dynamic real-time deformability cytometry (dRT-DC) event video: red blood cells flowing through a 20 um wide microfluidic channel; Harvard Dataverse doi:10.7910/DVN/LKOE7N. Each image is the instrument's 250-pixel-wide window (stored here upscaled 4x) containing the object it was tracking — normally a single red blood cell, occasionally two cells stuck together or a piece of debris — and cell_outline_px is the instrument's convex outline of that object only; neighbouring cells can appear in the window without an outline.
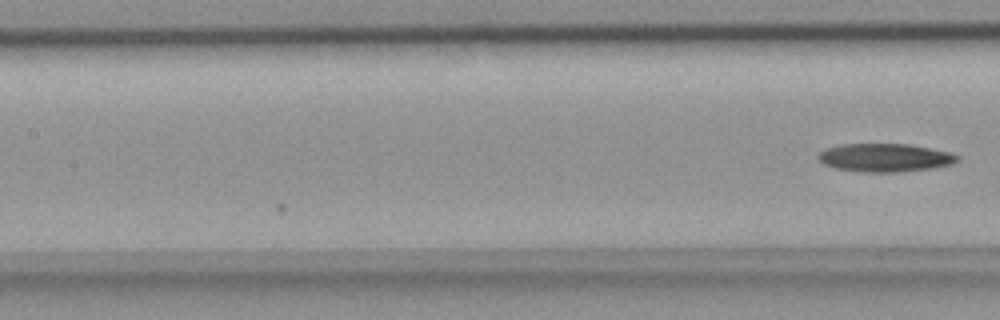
{"species": "common noctule bat (a hibernating species)", "species_latin": "Nyctalus noctula", "temperature_condition": "room temperature", "stored_images_in_passage": 5, "camera_frame_rate_fps": 3000, "um_per_image_px": 0.085, "animal": {"sex": "female", "body_mass_g": 18.4}, "frame": {"image": 1, "passage_image": 5, "time_ms": 1.333, "image_size_px": [1000, 320], "cell_outline_px": [[960, 160], [952, 164], [932, 168], [896, 172], [860, 172], [836, 168], [824, 164], [816, 160], [816, 156], [824, 148], [840, 144], [908, 144], [952, 152], [960, 156]], "centroid_in_image_um": [75.2, 13.4], "position_along_channel_um": 132.2, "area_um2": 23.18}}